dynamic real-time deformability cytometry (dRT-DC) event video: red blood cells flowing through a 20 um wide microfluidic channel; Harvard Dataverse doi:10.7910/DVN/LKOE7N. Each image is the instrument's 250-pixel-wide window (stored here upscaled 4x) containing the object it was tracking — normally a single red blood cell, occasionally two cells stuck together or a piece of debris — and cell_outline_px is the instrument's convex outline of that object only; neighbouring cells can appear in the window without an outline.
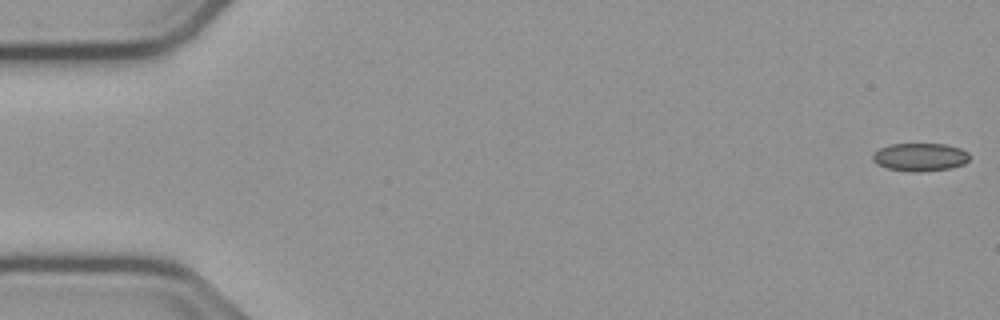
{"species": "common noctule bat (a hibernating species)", "species_latin": "Nyctalus noctula", "temperature_condition": "cold", "stored_images_in_passage": 55, "camera_frame_rate_fps": 3000, "um_per_image_px": 0.085, "animal": {"sex": "male", "body_mass_g": 23.1, "forearm_length_mm": 52.7}, "frame": {"image": 1, "passage_image": 1, "time_ms": 0.0, "image_size_px": [1000, 320], "cell_outline_px": [[968, 160], [964, 164], [952, 168], [924, 172], [908, 172], [888, 168], [876, 164], [872, 160], [872, 152], [888, 144], [944, 144], [960, 148], [968, 152]], "centroid_in_image_um": [78.17, 13.36], "position_along_channel_um": 6.8, "area_um2": 16.07}}
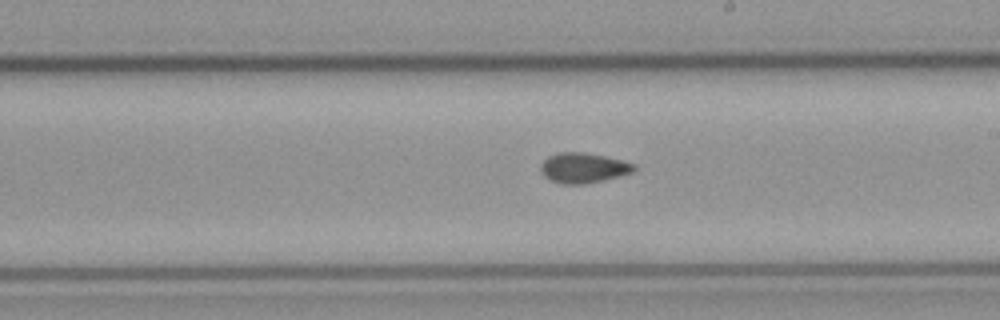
{"frame": {"image": 2, "passage_image": 31, "time_ms": 10.0, "image_size_px": [1000, 320], "cell_outline_px": [[636, 168], [632, 172], [604, 180], [584, 184], [560, 184], [544, 176], [540, 168], [540, 164], [548, 156], [560, 152], [584, 152], [604, 156], [636, 164]], "centroid_in_image_um": [49.56, 14.27], "position_along_channel_um": 239.4, "area_um2": 16.3}}
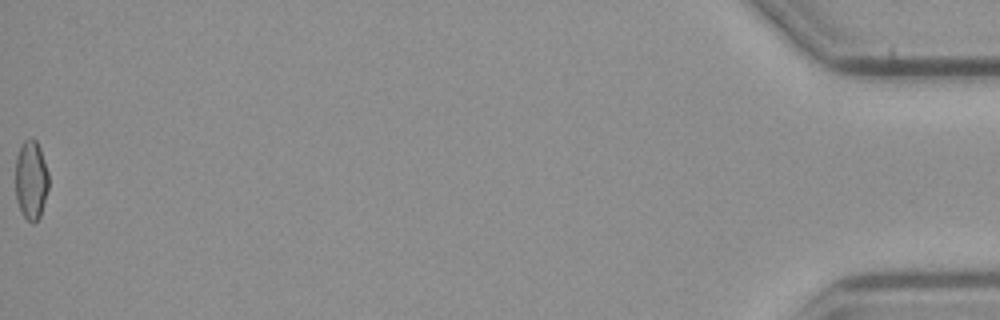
{"frame": {"image": 3, "passage_image": 55, "time_ms": 18.0, "image_size_px": [1000, 320], "cell_outline_px": [[48, 188], [40, 216], [32, 224], [24, 216], [16, 200], [16, 156], [24, 140], [32, 136], [36, 140], [40, 148], [48, 172]], "centroid_in_image_um": [2.64, 15.26], "position_along_channel_um": 432.6, "area_um2": 15.2}, "authors_computed_cell_mechanics": {"area_um2": 15.7794, "velocity_mm_per_s": 3.7794, "shape_relaxation_time_tau1_ms": null, "shape_relaxation_time_tau2_ms": 4.6212, "deformation_change_tau1": null, "deformation_change_tau2": 0.0838}}